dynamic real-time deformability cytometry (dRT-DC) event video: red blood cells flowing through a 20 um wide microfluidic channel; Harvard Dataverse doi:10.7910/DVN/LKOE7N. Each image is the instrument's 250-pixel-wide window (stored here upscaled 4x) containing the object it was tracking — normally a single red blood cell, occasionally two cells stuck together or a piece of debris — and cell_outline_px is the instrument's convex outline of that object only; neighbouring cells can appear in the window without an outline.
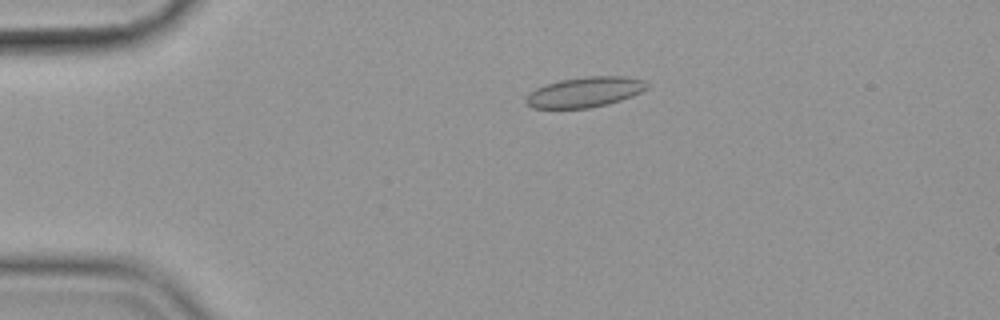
{"species": "common noctule bat (a hibernating species)", "species_latin": "Nyctalus noctula", "temperature_condition": "cold", "stored_images_in_passage": 56, "camera_frame_rate_fps": 3000, "um_per_image_px": 0.085, "animal": {"sex": "female", "body_mass_g": 19.9}, "frame": {"image": 1, "passage_image": 13, "time_ms": 4.0, "image_size_px": [1000, 320], "cell_outline_px": [[648, 88], [632, 96], [608, 104], [588, 108], [532, 108], [524, 100], [536, 88], [544, 84], [560, 80], [584, 76], [628, 76], [644, 80], [648, 84]], "centroid_in_image_um": [49.74, 7.81], "position_along_channel_um": 35.3, "area_um2": 21.33}}
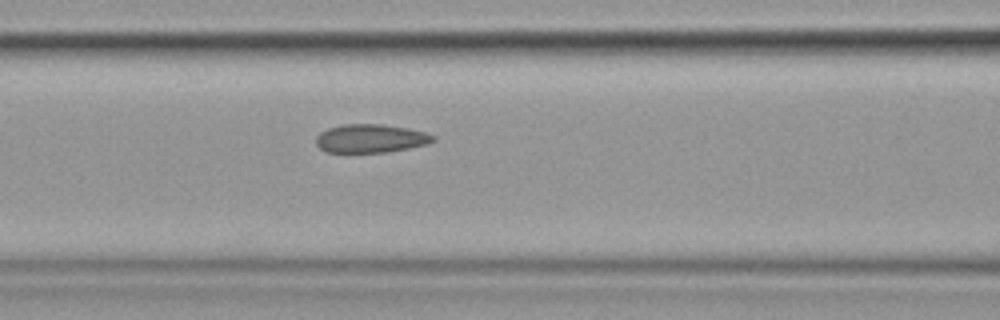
{"frame": {"image": 2, "passage_image": 25, "time_ms": 8.0, "image_size_px": [1000, 320], "cell_outline_px": [[436, 140], [428, 144], [388, 152], [328, 152], [320, 148], [316, 144], [316, 136], [320, 132], [328, 128], [344, 124], [380, 124], [408, 128], [424, 132], [436, 136]], "centroid_in_image_um": [31.52, 11.77], "position_along_channel_um": 135.1, "area_um2": 19.42}}
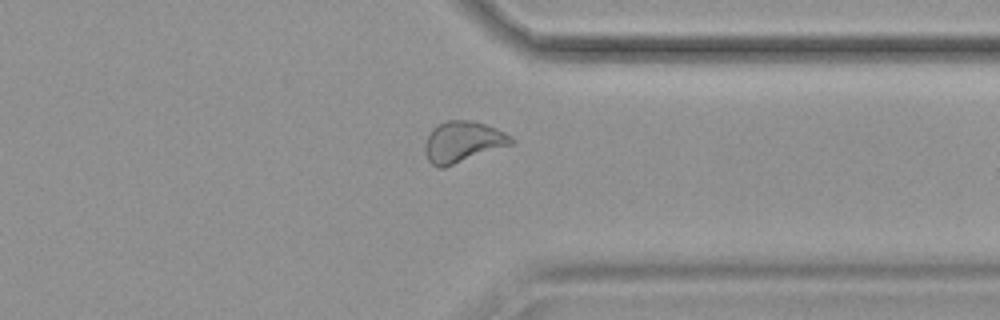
{"frame": {"image": 3, "passage_image": 45, "time_ms": 14.667, "image_size_px": [1000, 320], "cell_outline_px": [[516, 144], [444, 168], [436, 168], [428, 160], [424, 152], [424, 144], [432, 128], [448, 120], [468, 120], [484, 124], [496, 128], [512, 136], [516, 140]], "centroid_in_image_um": [39.37, 12.08], "position_along_channel_um": 372.0, "area_um2": 21.04}, "authors_computed_cell_mechanics": {"area_um2": 20.6924, "velocity_mm_per_s": 3.5707, "shape_relaxation_time_tau1_ms": null, "shape_relaxation_time_tau2_ms": 2.5576, "deformation_change_tau1": null, "deformation_change_tau2": 0.0549}}